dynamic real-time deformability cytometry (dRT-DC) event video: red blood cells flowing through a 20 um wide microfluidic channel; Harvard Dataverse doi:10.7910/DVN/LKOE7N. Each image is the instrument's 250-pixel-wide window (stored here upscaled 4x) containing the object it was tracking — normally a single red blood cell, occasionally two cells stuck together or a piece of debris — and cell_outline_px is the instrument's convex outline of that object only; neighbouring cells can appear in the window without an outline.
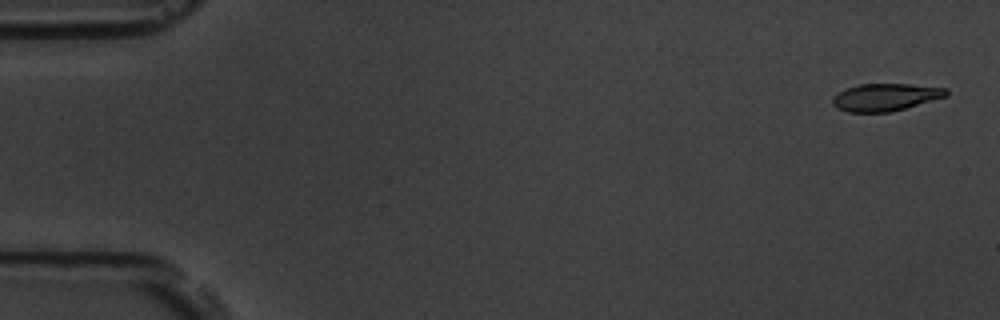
{"species": "common noctule bat (a hibernating species)", "species_latin": "Nyctalus noctula", "temperature_condition": "room temperature", "stored_images_in_passage": 11, "camera_frame_rate_fps": 3000, "um_per_image_px": 0.085, "animal": {"sex": "male", "body_mass_g": 19.5, "forearm_length_mm": 54.6}, "frame": {"image": 1, "passage_image": 1, "time_ms": 0.0, "image_size_px": [1000, 320], "cell_outline_px": [[948, 96], [892, 112], [848, 112], [836, 108], [832, 104], [832, 96], [848, 88], [860, 84], [908, 84], [948, 88]], "centroid_in_image_um": [75.27, 8.27], "position_along_channel_um": 9.7, "area_um2": 18.21}}
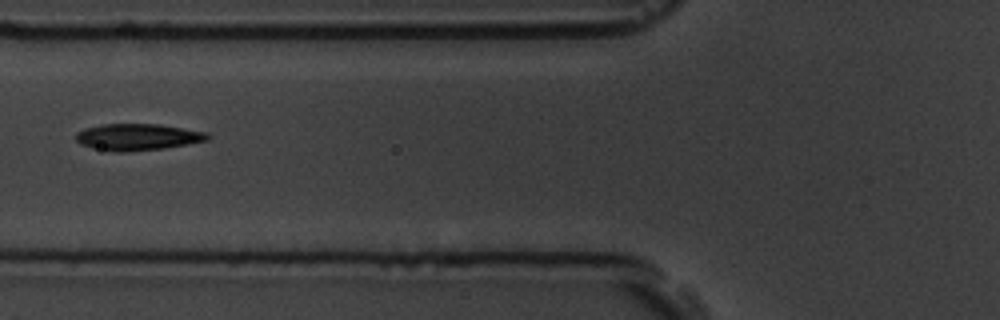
{"frame": {"image": 2, "passage_image": 6, "time_ms": 6.667, "image_size_px": [1000, 320], "cell_outline_px": [[212, 136], [208, 140], [188, 144], [164, 148], [124, 152], [116, 152], [92, 148], [80, 144], [76, 140], [76, 132], [84, 128], [100, 124], [160, 124], [208, 132]], "centroid_in_image_um": [11.7, 11.64], "position_along_channel_um": 114.1, "area_um2": 20.63}}
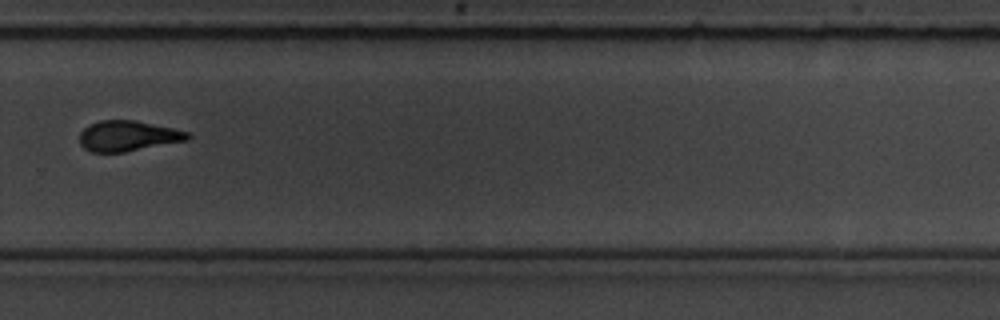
{"frame": {"image": 3, "passage_image": 11, "time_ms": 12.333, "image_size_px": [1000, 320], "cell_outline_px": [[192, 136], [188, 140], [124, 152], [92, 152], [84, 148], [80, 144], [80, 132], [88, 124], [100, 120], [136, 120], [172, 128], [188, 132]], "centroid_in_image_um": [10.86, 11.55], "position_along_channel_um": 318.9, "area_um2": 19.19}}